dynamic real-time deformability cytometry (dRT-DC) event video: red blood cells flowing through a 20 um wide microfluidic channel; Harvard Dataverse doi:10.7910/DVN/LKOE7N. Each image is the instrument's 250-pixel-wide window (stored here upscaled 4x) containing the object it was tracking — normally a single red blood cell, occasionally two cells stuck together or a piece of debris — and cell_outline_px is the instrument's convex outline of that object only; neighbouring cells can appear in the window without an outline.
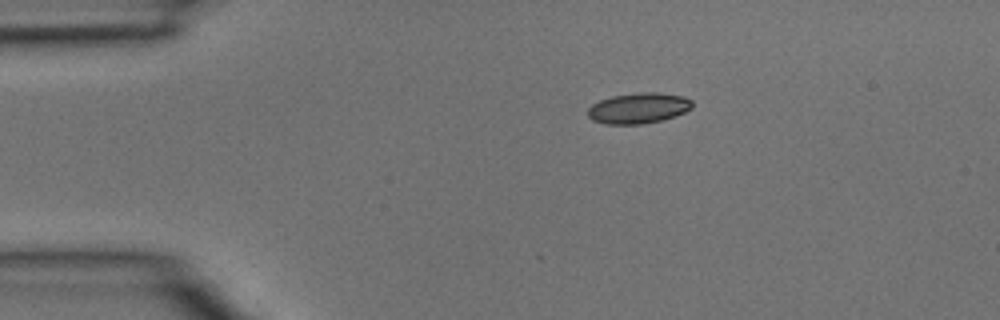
{"species": "common noctule bat (a hibernating species)", "species_latin": "Nyctalus noctula", "temperature_condition": "room temperature", "stored_images_in_passage": 3, "segment_of_instrument_passage": [1, 2], "camera_frame_rate_fps": 3000, "um_per_image_px": 0.085, "animal": {"sex": "male", "body_mass_g": 15.6}, "frame": {"image": 1, "passage_image": 1, "time_ms": 0.0, "image_size_px": [1000, 320], "cell_outline_px": [[692, 108], [676, 116], [660, 120], [640, 124], [608, 124], [592, 120], [588, 116], [588, 108], [592, 104], [600, 100], [612, 96], [640, 92], [660, 92], [684, 96], [692, 100]], "centroid_in_image_um": [54.28, 9.18], "position_along_channel_um": 30.7, "area_um2": 18.67}}